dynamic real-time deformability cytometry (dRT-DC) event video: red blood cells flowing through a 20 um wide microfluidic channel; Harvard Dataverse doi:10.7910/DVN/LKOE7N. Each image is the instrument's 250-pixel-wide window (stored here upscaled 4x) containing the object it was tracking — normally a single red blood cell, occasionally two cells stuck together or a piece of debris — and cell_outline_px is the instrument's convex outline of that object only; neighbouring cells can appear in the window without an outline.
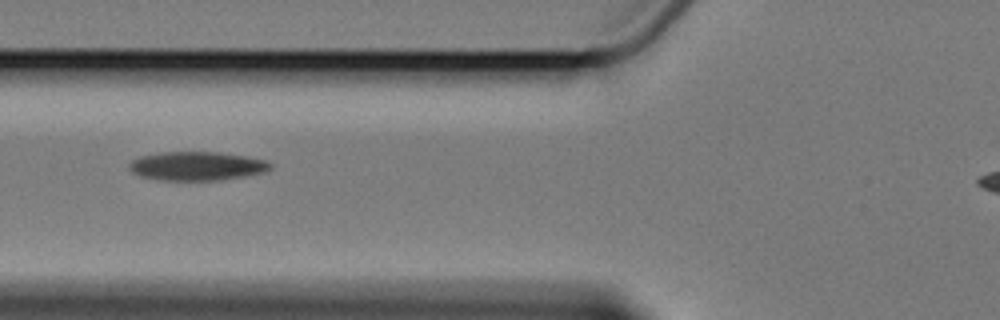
{"species": "Egyptian fruit bat (a non-hibernating species)", "species_latin": "Rousettus aegyptiacus", "temperature_condition": "cold", "stored_images_in_passage": 4, "camera_frame_rate_fps": 3000, "um_per_image_px": 0.085, "animal": {"sex": "female"}, "frame": {"image": 1, "passage_image": 2, "time_ms": 1.333, "image_size_px": [1000, 320], "cell_outline_px": [[272, 168], [264, 172], [244, 176], [220, 180], [164, 180], [140, 176], [132, 172], [128, 168], [128, 164], [132, 160], [140, 156], [160, 152], [220, 152], [248, 156], [264, 160], [272, 164]], "centroid_in_image_um": [16.73, 14.1], "position_along_channel_um": 109.1, "area_um2": 23.76}}
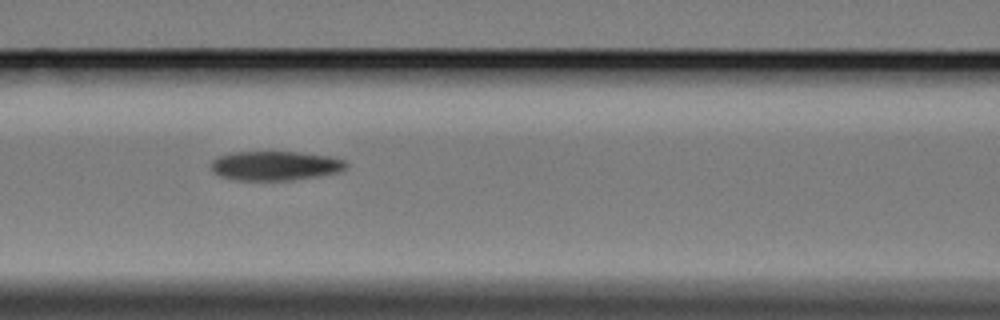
{"frame": {"image": 2, "passage_image": 3, "time_ms": 2.333, "image_size_px": [1000, 320], "cell_outline_px": [[348, 168], [344, 172], [320, 176], [292, 180], [236, 180], [220, 176], [212, 172], [212, 160], [220, 156], [232, 152], [300, 152], [328, 156], [344, 160], [348, 164]], "centroid_in_image_um": [23.46, 14.09], "position_along_channel_um": 143.1, "area_um2": 23.29}}
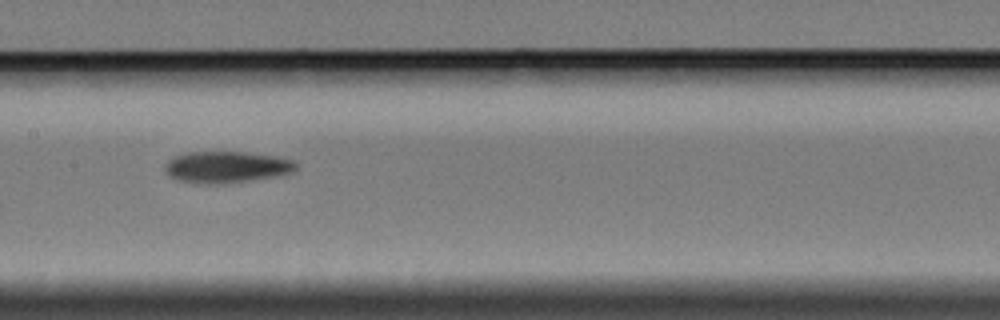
{"frame": {"image": 3, "passage_image": 4, "time_ms": 3.667, "image_size_px": [1000, 320], "cell_outline_px": [[296, 168], [292, 172], [276, 176], [224, 184], [200, 184], [176, 180], [168, 176], [164, 168], [164, 164], [168, 160], [176, 156], [188, 152], [244, 152], [276, 156], [292, 160], [296, 164]], "centroid_in_image_um": [19.2, 14.21], "position_along_channel_um": 188.2, "area_um2": 24.16}}